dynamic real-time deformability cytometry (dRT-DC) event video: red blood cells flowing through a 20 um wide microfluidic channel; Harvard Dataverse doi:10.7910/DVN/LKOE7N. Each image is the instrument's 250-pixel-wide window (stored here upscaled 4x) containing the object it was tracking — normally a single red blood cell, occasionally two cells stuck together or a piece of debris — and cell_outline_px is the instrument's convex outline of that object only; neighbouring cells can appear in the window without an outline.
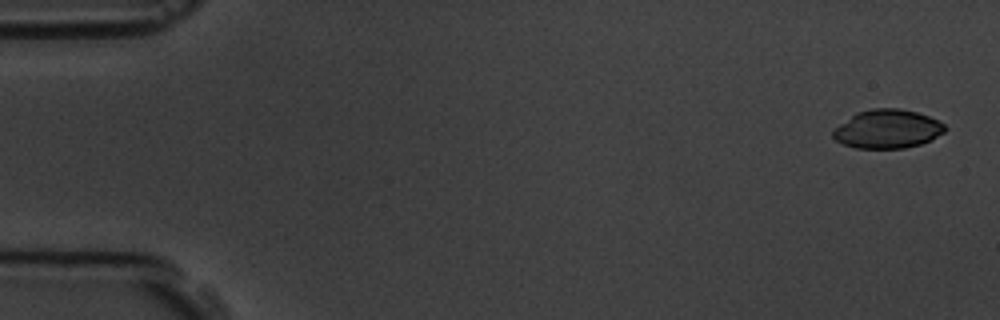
{"species": "common noctule bat (a hibernating species)", "species_latin": "Nyctalus noctula", "temperature_condition": "room temperature", "stored_images_in_passage": 4, "camera_frame_rate_fps": 3000, "um_per_image_px": 0.085, "animal": {"sex": "male", "body_mass_g": 19.5, "forearm_length_mm": 54.6}, "frame": {"image": 1, "passage_image": 1, "time_ms": 0.0, "image_size_px": [1000, 320], "cell_outline_px": [[948, 128], [944, 132], [932, 140], [920, 144], [904, 148], [856, 148], [844, 144], [836, 140], [832, 136], [832, 128], [856, 112], [872, 108], [900, 108], [916, 112], [928, 116], [944, 124]], "centroid_in_image_um": [75.41, 10.96], "position_along_channel_um": 9.6, "area_um2": 25.43}}